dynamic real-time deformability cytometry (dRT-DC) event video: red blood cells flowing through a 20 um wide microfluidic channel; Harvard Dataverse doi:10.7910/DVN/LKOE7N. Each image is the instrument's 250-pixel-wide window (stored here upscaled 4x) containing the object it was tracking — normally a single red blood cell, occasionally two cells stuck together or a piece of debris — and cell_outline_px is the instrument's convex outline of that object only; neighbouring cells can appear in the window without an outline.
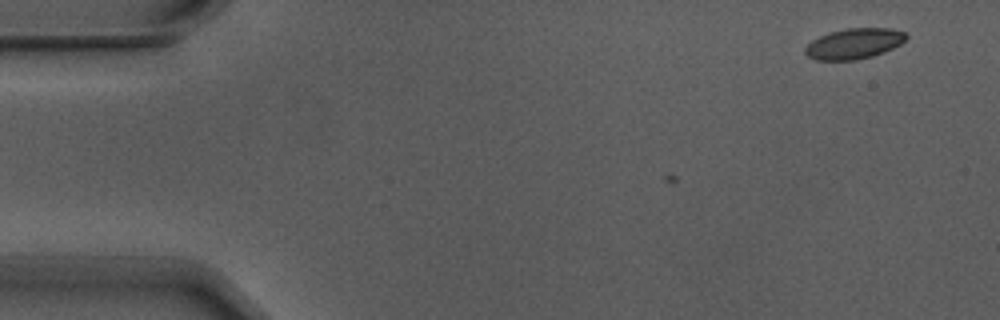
{"species": "Egyptian fruit bat (a non-hibernating species)", "species_latin": "Rousettus aegyptiacus", "temperature_condition": "warm", "stored_images_in_passage": 4, "camera_frame_rate_fps": 3000, "um_per_image_px": 0.085, "animal": {"sex": "male"}, "frame": {"image": 1, "passage_image": 1, "time_ms": 0.0, "image_size_px": [1000, 320], "cell_outline_px": [[908, 36], [900, 44], [884, 52], [872, 56], [856, 60], [816, 60], [808, 56], [804, 52], [804, 48], [812, 40], [820, 36], [832, 32], [848, 28], [892, 28], [904, 32]], "centroid_in_image_um": [72.59, 3.71], "position_along_channel_um": 12.4, "area_um2": 17.86}}